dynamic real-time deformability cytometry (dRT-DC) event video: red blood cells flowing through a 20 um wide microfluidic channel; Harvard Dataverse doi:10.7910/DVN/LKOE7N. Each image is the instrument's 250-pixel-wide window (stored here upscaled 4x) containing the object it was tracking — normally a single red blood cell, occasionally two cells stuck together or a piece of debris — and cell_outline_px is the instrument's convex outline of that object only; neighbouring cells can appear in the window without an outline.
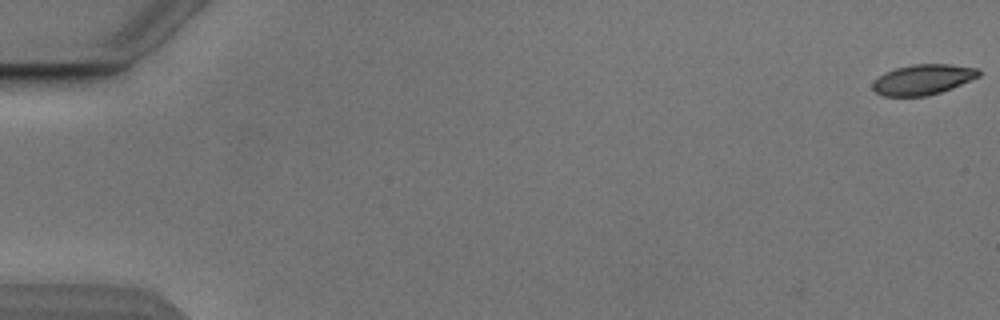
{"species": "Egyptian fruit bat (a non-hibernating species)", "species_latin": "Rousettus aegyptiacus", "temperature_condition": "cold", "stored_images_in_passage": 4, "camera_frame_rate_fps": 3000, "um_per_image_px": 0.085, "animal": {"sex": "male"}, "frame": {"image": 1, "passage_image": 1, "time_ms": 0.0, "image_size_px": [1000, 320], "cell_outline_px": [[980, 76], [952, 88], [928, 96], [884, 96], [876, 92], [872, 88], [872, 84], [884, 72], [896, 68], [912, 64], [952, 64], [980, 68]], "centroid_in_image_um": [78.48, 6.75], "position_along_channel_um": 6.5, "area_um2": 18.79}}